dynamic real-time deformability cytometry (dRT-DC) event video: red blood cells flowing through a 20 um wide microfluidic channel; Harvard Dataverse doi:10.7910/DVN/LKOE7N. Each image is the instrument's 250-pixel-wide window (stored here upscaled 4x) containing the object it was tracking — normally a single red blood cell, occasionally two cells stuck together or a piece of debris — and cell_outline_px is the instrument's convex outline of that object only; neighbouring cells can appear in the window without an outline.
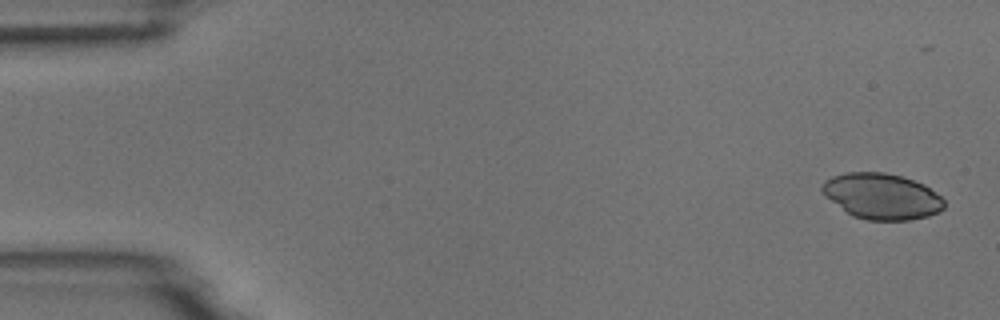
{"species": "common noctule bat (a hibernating species)", "species_latin": "Nyctalus noctula", "temperature_condition": "room temperature", "stored_images_in_passage": 6, "camera_frame_rate_fps": 3000, "um_per_image_px": 0.085, "animal": {"sex": "male", "body_mass_g": 18.8}, "frame": {"image": 1, "passage_image": 1, "time_ms": 0.0, "image_size_px": [1000, 320], "cell_outline_px": [[944, 208], [940, 212], [928, 216], [908, 220], [868, 220], [852, 216], [832, 200], [820, 188], [824, 180], [832, 176], [848, 172], [884, 172], [900, 176], [924, 184], [940, 196], [944, 200]], "centroid_in_image_um": [74.97, 16.68], "position_along_channel_um": 10.0, "area_um2": 32.31}}